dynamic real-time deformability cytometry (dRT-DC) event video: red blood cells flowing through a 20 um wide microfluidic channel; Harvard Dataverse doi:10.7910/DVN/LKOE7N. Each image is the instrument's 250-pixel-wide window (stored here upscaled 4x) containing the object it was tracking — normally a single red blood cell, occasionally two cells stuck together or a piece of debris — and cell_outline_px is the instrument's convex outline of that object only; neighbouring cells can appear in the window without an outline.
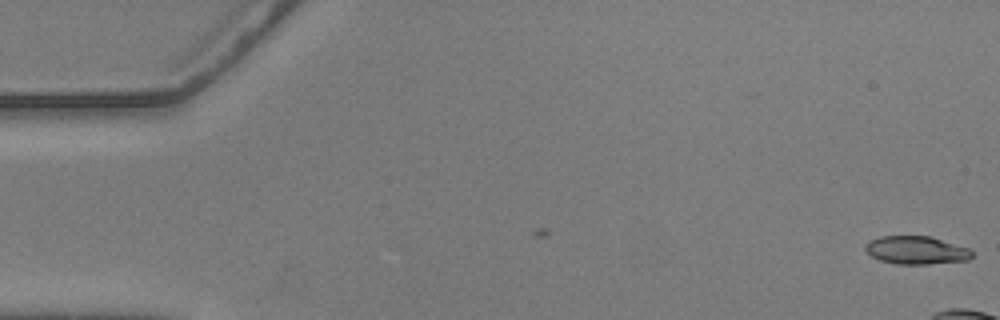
{"species": "common noctule bat (a hibernating species)", "species_latin": "Nyctalus noctula", "temperature_condition": "warm", "stored_images_in_passage": 11, "camera_frame_rate_fps": 3000, "um_per_image_px": 0.085, "animal": {"sex": "male", "body_mass_g": 20.5, "forearm_length_mm": 52.5}, "frame": {"image": 1, "passage_image": 1, "time_ms": 0.0, "image_size_px": [1000, 320], "cell_outline_px": [[972, 256], [968, 260], [928, 264], [896, 264], [880, 260], [872, 256], [864, 248], [864, 244], [868, 240], [880, 236], [932, 236], [968, 248], [972, 252]], "centroid_in_image_um": [77.85, 21.26], "position_along_channel_um": 7.1, "area_um2": 17.51}}